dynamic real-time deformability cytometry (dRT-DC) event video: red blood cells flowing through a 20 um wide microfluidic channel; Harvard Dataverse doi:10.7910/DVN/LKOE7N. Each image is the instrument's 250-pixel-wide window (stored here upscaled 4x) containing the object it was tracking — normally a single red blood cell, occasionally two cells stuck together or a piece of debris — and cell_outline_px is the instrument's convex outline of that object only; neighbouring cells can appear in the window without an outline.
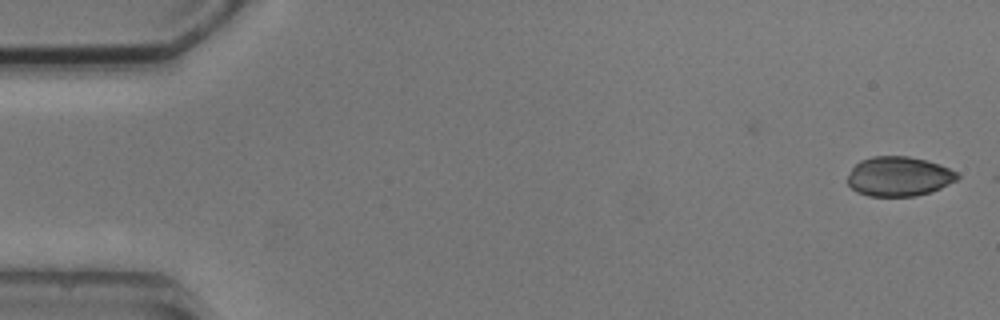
{"species": "common noctule bat (a hibernating species)", "species_latin": "Nyctalus noctula", "temperature_condition": "cold", "stored_images_in_passage": 2, "camera_frame_rate_fps": 3000, "um_per_image_px": 0.085, "animal": {"sex": "male", "body_mass_g": 20.5, "forearm_length_mm": 52.5}, "frame": {"image": 1, "passage_image": 1, "time_ms": 0.0, "image_size_px": [1000, 320], "cell_outline_px": [[960, 176], [956, 180], [932, 192], [916, 196], [868, 196], [856, 192], [848, 184], [848, 176], [852, 168], [860, 160], [872, 156], [908, 156], [928, 160], [940, 164], [956, 172]], "centroid_in_image_um": [76.4, 14.99], "position_along_channel_um": 8.6, "area_um2": 25.43}}